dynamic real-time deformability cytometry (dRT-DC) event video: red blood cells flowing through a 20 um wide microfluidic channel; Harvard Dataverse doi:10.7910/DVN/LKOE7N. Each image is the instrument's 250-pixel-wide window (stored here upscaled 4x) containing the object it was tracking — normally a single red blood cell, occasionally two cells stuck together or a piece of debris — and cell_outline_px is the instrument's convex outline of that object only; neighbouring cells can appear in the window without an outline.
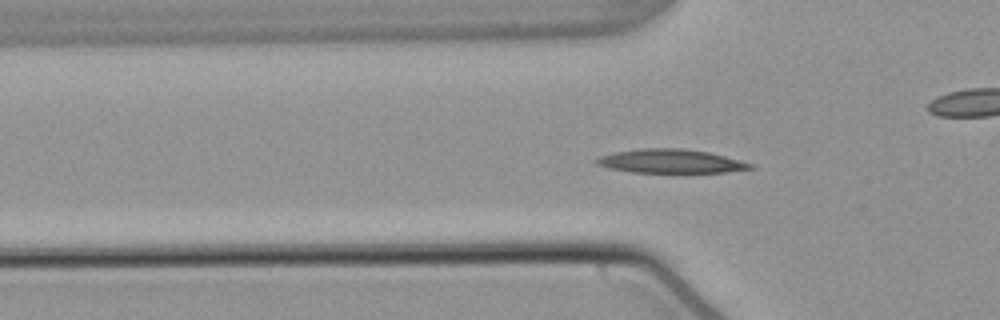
{"species": "common noctule bat (a hibernating species)", "species_latin": "Nyctalus noctula", "temperature_condition": "warm", "stored_images_in_passage": 47, "camera_frame_rate_fps": 3000, "um_per_image_px": 0.085, "animal": {"sex": "male", "body_mass_g": 21.5, "forearm_length_mm": 52.0}, "frame": {"image": 1, "passage_image": 10, "time_ms": 3.0, "image_size_px": [1000, 320], "cell_outline_px": [[756, 168], [724, 172], [632, 172], [608, 168], [596, 164], [592, 160], [600, 156], [616, 152], [640, 148], [680, 148], [708, 152], [724, 156], [752, 164]], "centroid_in_image_um": [56.95, 13.7], "position_along_channel_um": 68.8, "area_um2": 21.15}}
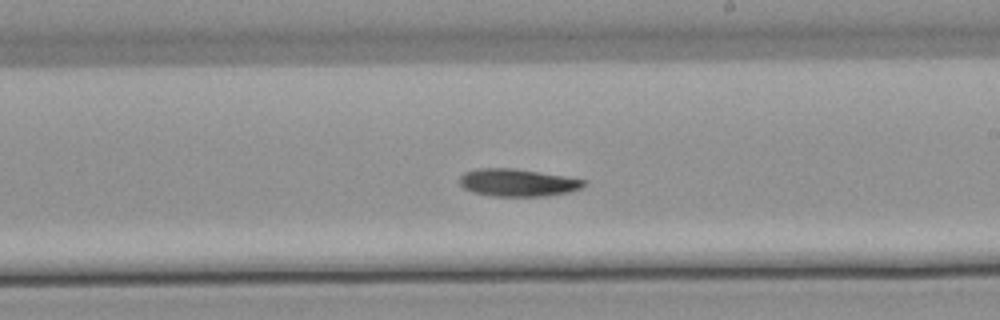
{"frame": {"image": 2, "passage_image": 24, "time_ms": 7.667, "image_size_px": [1000, 320], "cell_outline_px": [[584, 184], [580, 188], [568, 192], [548, 196], [492, 196], [472, 192], [464, 188], [460, 184], [460, 176], [464, 172], [476, 168], [512, 168], [564, 176], [584, 180]], "centroid_in_image_um": [43.94, 15.52], "position_along_channel_um": 245.1, "area_um2": 19.77}}
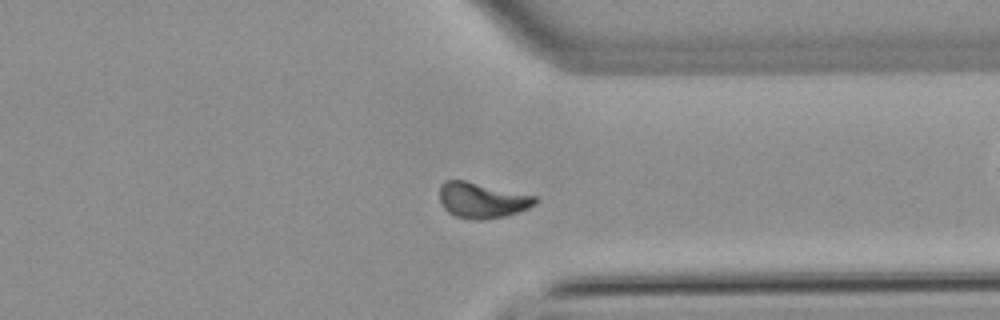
{"frame": {"image": 3, "passage_image": 34, "time_ms": 11.0, "image_size_px": [1000, 320], "cell_outline_px": [[536, 204], [528, 208], [504, 216], [484, 220], [476, 220], [456, 216], [448, 212], [444, 208], [440, 200], [440, 184], [444, 180], [464, 180], [536, 196]], "centroid_in_image_um": [40.94, 17.01], "position_along_channel_um": 370.5, "area_um2": 19.65}, "authors_computed_cell_mechanics": {"area_um2": 19.7676, "velocity_mm_per_s": 3.7949, "shape_relaxation_time_tau1_ms": 11.351, "shape_relaxation_time_tau2_ms": null, "deformation_change_tau1": 0.2068, "deformation_change_tau2": null}}